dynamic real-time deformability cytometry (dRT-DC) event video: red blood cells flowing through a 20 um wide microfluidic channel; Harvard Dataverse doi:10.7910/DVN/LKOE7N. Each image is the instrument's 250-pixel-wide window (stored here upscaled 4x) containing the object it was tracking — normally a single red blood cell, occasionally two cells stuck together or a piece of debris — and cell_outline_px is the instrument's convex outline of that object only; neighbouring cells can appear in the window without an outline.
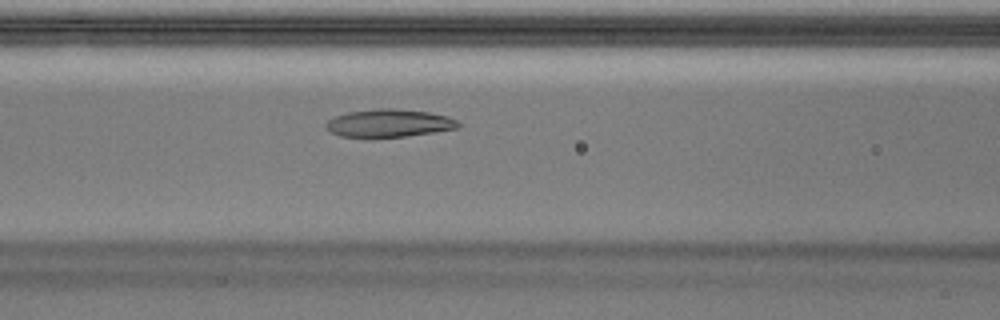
{"species": "Egyptian fruit bat (a non-hibernating species)", "species_latin": "Rousettus aegyptiacus", "temperature_condition": "warm", "stored_images_in_passage": 50, "camera_frame_rate_fps": 3000, "um_per_image_px": 0.085, "animal": {"sex": "male"}, "frame": {"image": 1, "passage_image": 21, "time_ms": 6.667, "image_size_px": [1000, 320], "cell_outline_px": [[460, 128], [404, 136], [372, 140], [368, 140], [340, 136], [324, 128], [324, 124], [328, 120], [336, 116], [348, 112], [376, 108], [392, 108], [428, 112], [448, 116], [456, 120], [460, 124]], "centroid_in_image_um": [33.0, 10.5], "position_along_channel_um": 133.6, "area_um2": 22.14}}
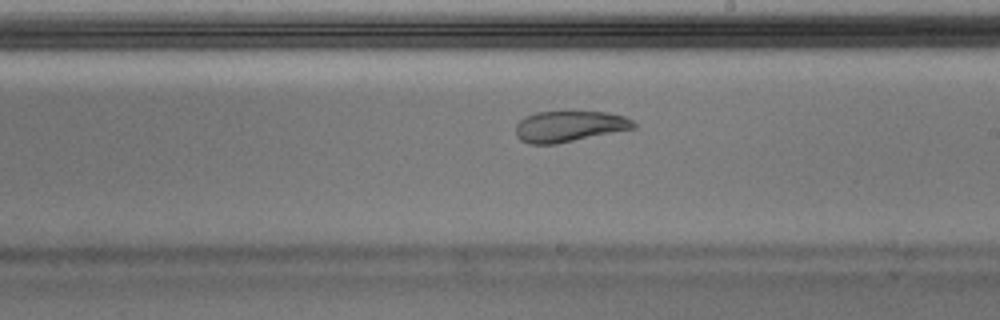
{"frame": {"image": 2, "passage_image": 29, "time_ms": 9.333, "image_size_px": [1000, 320], "cell_outline_px": [[636, 128], [556, 144], [532, 144], [520, 140], [516, 136], [516, 124], [524, 116], [536, 112], [604, 112], [624, 116], [632, 120], [636, 124]], "centroid_in_image_um": [48.37, 10.74], "position_along_channel_um": 240.6, "area_um2": 21.21}}
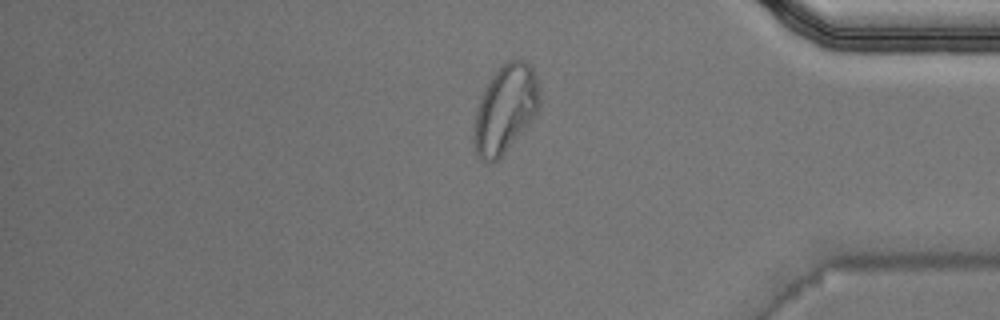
{"frame": {"image": 3, "passage_image": 42, "time_ms": 13.667, "image_size_px": [1000, 320], "cell_outline_px": [[540, 104], [532, 120], [504, 152], [492, 164], [484, 164], [480, 160], [476, 152], [472, 140], [472, 136], [476, 112], [484, 88], [492, 76], [508, 60], [524, 60], [532, 64], [536, 76], [540, 100]], "centroid_in_image_um": [42.93, 9.29], "position_along_channel_um": 392.3, "area_um2": 33.52}, "authors_computed_cell_mechanics": {"area_um2": 22.5709, "velocity_mm_per_s": 4.0145, "shape_relaxation_time_tau1_ms": null, "shape_relaxation_time_tau2_ms": 2.2751, "deformation_change_tau1": null, "deformation_change_tau2": 0.0842}}